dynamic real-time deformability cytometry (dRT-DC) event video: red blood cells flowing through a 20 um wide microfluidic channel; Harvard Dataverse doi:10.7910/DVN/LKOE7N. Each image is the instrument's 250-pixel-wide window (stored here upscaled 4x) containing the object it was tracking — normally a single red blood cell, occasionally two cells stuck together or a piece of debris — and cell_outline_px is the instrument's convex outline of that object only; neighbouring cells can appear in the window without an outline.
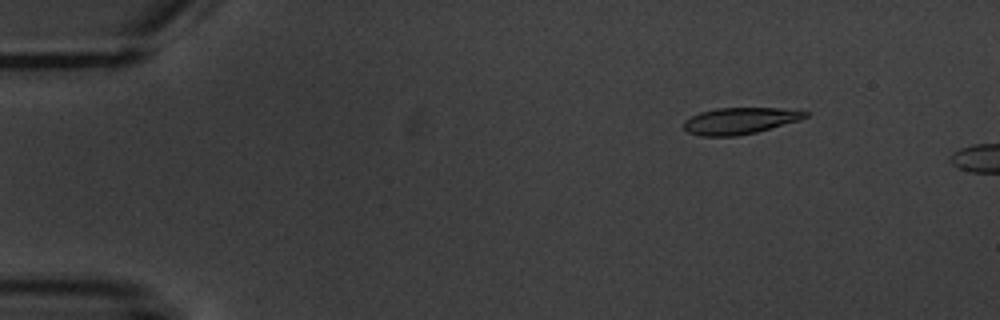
{"species": "common noctule bat (a hibernating species)", "species_latin": "Nyctalus noctula", "temperature_condition": "warm", "stored_images_in_passage": 5, "camera_frame_rate_fps": 3000, "um_per_image_px": 0.085, "animal": {"sex": "male", "body_mass_g": 20.1, "forearm_length_mm": 53.5}, "frame": {"image": 1, "passage_image": 3, "time_ms": 2.333, "image_size_px": [1000, 320], "cell_outline_px": [[808, 116], [800, 120], [756, 132], [736, 136], [700, 136], [688, 132], [684, 128], [684, 120], [700, 112], [716, 108], [780, 108], [808, 112]], "centroid_in_image_um": [62.87, 10.27], "position_along_channel_um": 22.1, "area_um2": 18.67}}